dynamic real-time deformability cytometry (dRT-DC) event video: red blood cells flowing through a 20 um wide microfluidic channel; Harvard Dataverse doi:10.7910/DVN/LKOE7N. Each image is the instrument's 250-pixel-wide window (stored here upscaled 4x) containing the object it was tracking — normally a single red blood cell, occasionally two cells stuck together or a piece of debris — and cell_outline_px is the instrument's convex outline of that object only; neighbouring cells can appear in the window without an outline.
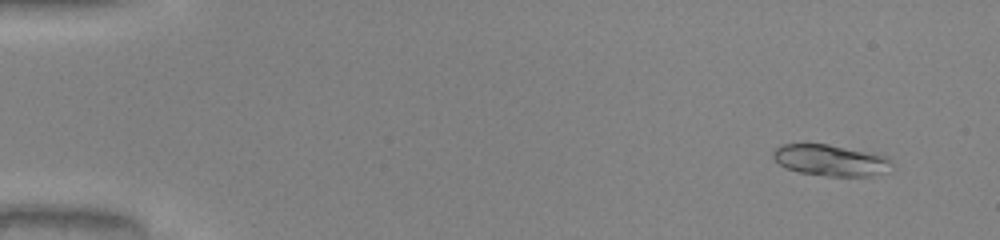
{"species": "common noctule bat (a hibernating species)", "species_latin": "Nyctalus noctula", "temperature_condition": "warm", "stored_images_in_passage": 51, "camera_frame_rate_fps": 3000, "um_per_image_px": 0.085, "animal": {"sex": "male", "body_mass_g": 20.0, "forearm_length_mm": 53.3}, "frame": {"image": 1, "passage_image": 4, "time_ms": 1.0, "image_size_px": [1000, 240], "cell_outline_px": [[896, 168], [892, 172], [872, 176], [832, 176], [800, 172], [788, 168], [780, 164], [772, 156], [772, 152], [780, 144], [828, 144], [888, 156], [892, 160]], "centroid_in_image_um": [70.73, 13.63], "position_along_channel_um": 14.3, "area_um2": 21.91}}
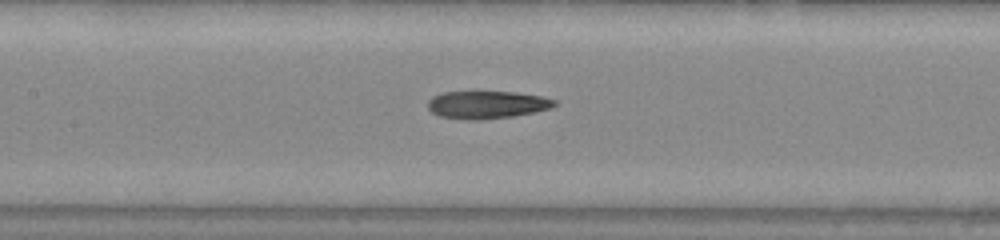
{"frame": {"image": 2, "passage_image": 25, "time_ms": 8.0, "image_size_px": [1000, 240], "cell_outline_px": [[556, 104], [548, 108], [532, 112], [512, 116], [480, 120], [472, 120], [440, 116], [432, 112], [428, 108], [428, 100], [432, 96], [440, 92], [516, 92], [540, 96], [556, 100]], "centroid_in_image_um": [41.33, 8.89], "position_along_channel_um": 166.1, "area_um2": 20.17}}
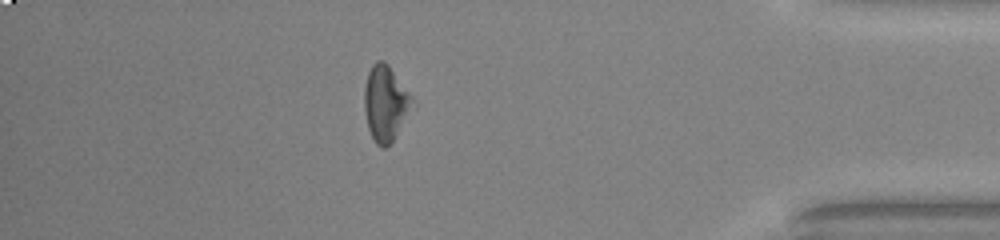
{"frame": {"image": 3, "passage_image": 45, "time_ms": 14.667, "image_size_px": [1000, 240], "cell_outline_px": [[416, 104], [392, 140], [384, 148], [380, 148], [376, 144], [368, 128], [364, 108], [364, 88], [368, 72], [372, 64], [376, 60], [384, 60], [388, 64], [416, 100]], "centroid_in_image_um": [32.79, 8.75], "position_along_channel_um": 402.4, "area_um2": 21.33}, "authors_computed_cell_mechanics": {"area_um2": 20.808, "velocity_mm_per_s": 4.1032, "shape_relaxation_time_tau1_ms": 6.5843, "shape_relaxation_time_tau2_ms": 4.4982, "deformation_change_tau1": 0.1668, "deformation_change_tau2": 0.1521}}